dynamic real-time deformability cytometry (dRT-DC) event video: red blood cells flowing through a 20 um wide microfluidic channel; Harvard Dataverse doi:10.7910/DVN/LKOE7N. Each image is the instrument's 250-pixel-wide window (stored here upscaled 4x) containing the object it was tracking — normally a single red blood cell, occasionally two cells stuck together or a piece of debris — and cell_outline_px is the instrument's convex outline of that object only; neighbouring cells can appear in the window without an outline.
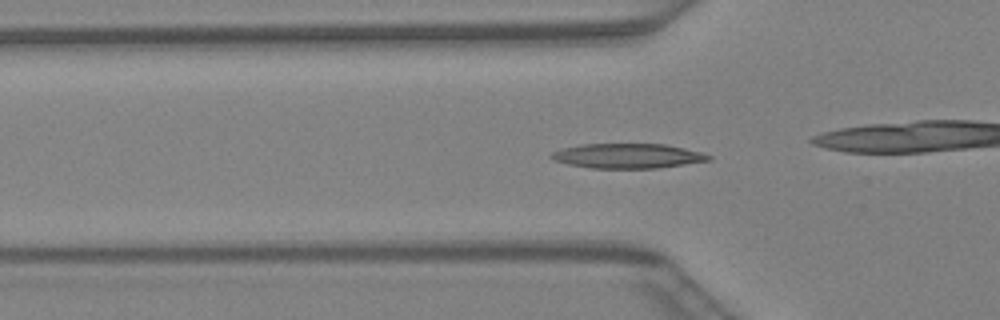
{"species": "Egyptian fruit bat (a non-hibernating species)", "species_latin": "Rousettus aegyptiacus", "temperature_condition": "warm", "stored_images_in_passage": 35, "camera_frame_rate_fps": 3000, "um_per_image_px": 0.085, "animal": {"sex": "female"}, "frame": {"image": 1, "passage_image": 15, "time_ms": 4.667, "image_size_px": [1000, 320], "cell_outline_px": [[712, 160], [656, 168], [592, 168], [568, 164], [556, 160], [548, 156], [552, 152], [560, 148], [580, 144], [664, 144], [684, 148], [700, 152], [712, 156]], "centroid_in_image_um": [53.33, 13.24], "position_along_channel_um": 72.5, "area_um2": 22.6}}
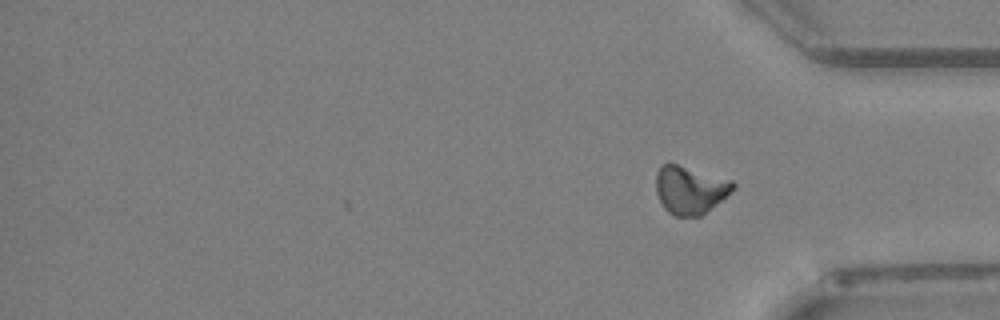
{"frame": {"image": 2, "passage_image": 35, "time_ms": 11.333, "image_size_px": [1000, 320], "cell_outline_px": [[736, 188], [700, 216], [676, 216], [668, 212], [664, 208], [656, 192], [656, 172], [660, 164], [668, 160], [732, 180], [736, 184]], "centroid_in_image_um": [58.62, 16.08], "position_along_channel_um": 376.6, "area_um2": 21.91}}